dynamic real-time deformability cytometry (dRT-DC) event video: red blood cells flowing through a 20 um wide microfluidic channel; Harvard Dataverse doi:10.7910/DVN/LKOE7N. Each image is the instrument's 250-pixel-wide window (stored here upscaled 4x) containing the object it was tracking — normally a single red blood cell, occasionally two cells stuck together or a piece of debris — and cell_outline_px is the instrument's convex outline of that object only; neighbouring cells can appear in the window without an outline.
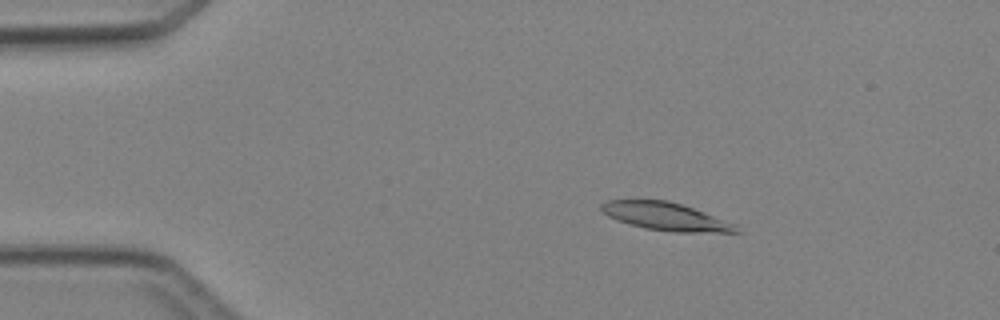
{"species": "Egyptian fruit bat (a non-hibernating species)", "species_latin": "Rousettus aegyptiacus", "temperature_condition": "cold", "stored_images_in_passage": 4, "camera_frame_rate_fps": 3000, "um_per_image_px": 0.085, "animal": {"sex": "female"}, "frame": {"image": 1, "passage_image": 2, "time_ms": 1.333, "image_size_px": [1000, 320], "cell_outline_px": [[740, 232], [676, 232], [644, 228], [628, 224], [608, 216], [600, 208], [600, 204], [604, 200], [668, 200], [692, 208], [736, 224]], "centroid_in_image_um": [56.54, 18.4], "position_along_channel_um": 28.5, "area_um2": 21.68}}